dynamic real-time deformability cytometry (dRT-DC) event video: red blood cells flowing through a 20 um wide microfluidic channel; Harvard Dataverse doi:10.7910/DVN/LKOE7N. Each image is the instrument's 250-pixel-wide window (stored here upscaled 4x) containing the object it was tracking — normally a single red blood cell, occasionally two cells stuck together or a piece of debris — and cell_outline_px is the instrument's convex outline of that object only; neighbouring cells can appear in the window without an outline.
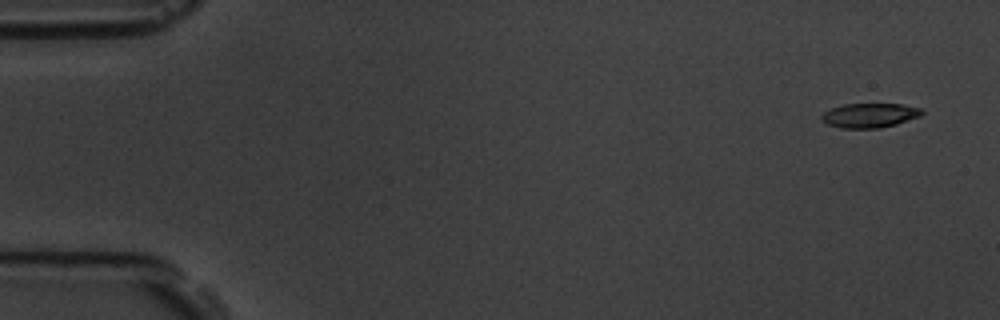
{"species": "common noctule bat (a hibernating species)", "species_latin": "Nyctalus noctula", "temperature_condition": "room temperature", "stored_images_in_passage": 6, "segment_of_instrument_passage": [2, 2], "camera_frame_rate_fps": 3000, "um_per_image_px": 0.085, "animal": {"sex": "male", "body_mass_g": 19.5, "forearm_length_mm": 54.6}, "frame": {"image": 1, "passage_image": 6, "time_ms": 6.0, "image_size_px": [1000, 320], "cell_outline_px": [[924, 112], [920, 116], [896, 124], [880, 128], [840, 128], [828, 124], [820, 120], [820, 116], [824, 112], [832, 108], [844, 104], [900, 104], [920, 108]], "centroid_in_image_um": [73.89, 9.81], "position_along_channel_um": 11.1, "area_um2": 14.22}}